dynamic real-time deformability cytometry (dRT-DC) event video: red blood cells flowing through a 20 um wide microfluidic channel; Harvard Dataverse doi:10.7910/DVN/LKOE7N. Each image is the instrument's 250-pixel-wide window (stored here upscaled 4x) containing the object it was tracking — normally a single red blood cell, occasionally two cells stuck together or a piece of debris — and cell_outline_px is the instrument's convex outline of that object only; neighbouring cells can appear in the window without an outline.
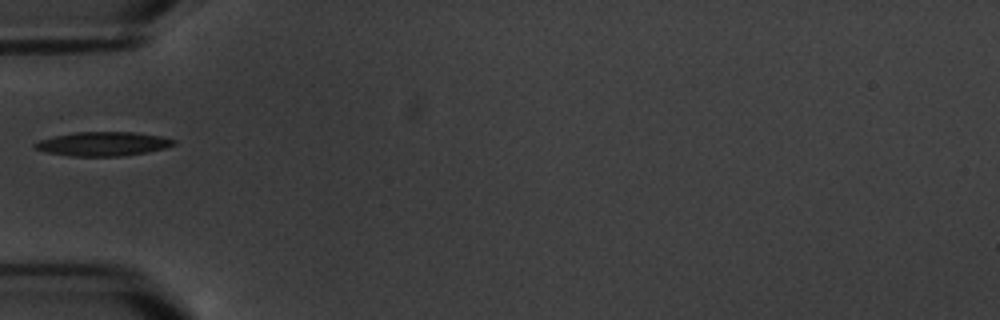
{"species": "common noctule bat (a hibernating species)", "species_latin": "Nyctalus noctula", "temperature_condition": "warm", "stored_images_in_passage": 12, "camera_frame_rate_fps": 3000, "um_per_image_px": 0.085, "animal": {"sex": "male", "body_mass_g": 20.1, "forearm_length_mm": 53.5}, "frame": {"image": 1, "passage_image": 1, "time_ms": 0.0, "image_size_px": [1000, 320], "cell_outline_px": [[176, 144], [164, 148], [148, 152], [120, 156], [72, 156], [44, 152], [36, 148], [32, 144], [40, 140], [56, 136], [76, 132], [136, 132], [160, 136], [176, 140]], "centroid_in_image_um": [8.77, 12.23], "position_along_channel_um": 76.2, "area_um2": 19.36}}
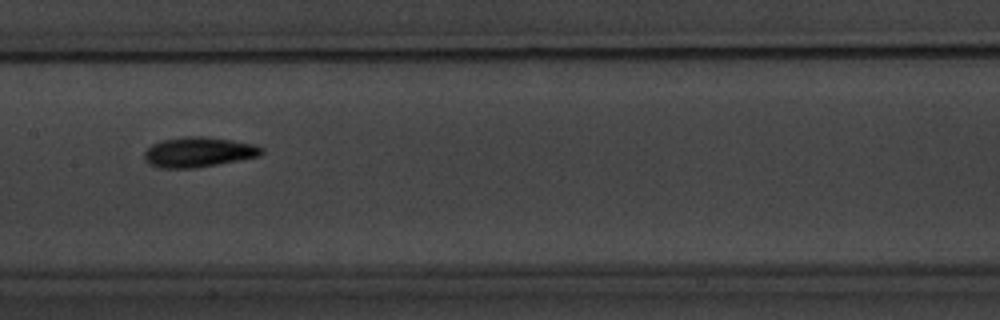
{"frame": {"image": 2, "passage_image": 4, "time_ms": 3.333, "image_size_px": [1000, 320], "cell_outline_px": [[264, 152], [260, 156], [216, 164], [192, 168], [156, 168], [148, 164], [144, 160], [144, 152], [152, 144], [164, 140], [188, 136], [208, 136], [256, 144], [264, 148]], "centroid_in_image_um": [16.88, 12.92], "position_along_channel_um": 190.5, "area_um2": 20.63}}
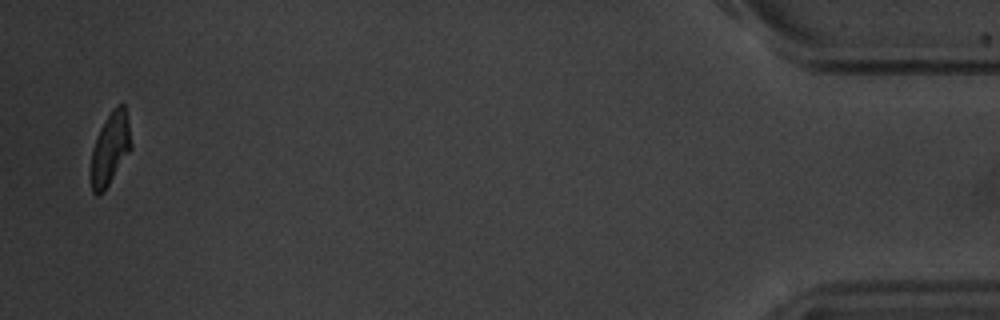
{"frame": {"image": 3, "passage_image": 12, "time_ms": 12.667, "image_size_px": [1000, 320], "cell_outline_px": [[132, 148], [104, 192], [96, 196], [92, 192], [92, 152], [100, 128], [104, 120], [112, 108], [116, 104], [124, 104], [128, 120], [132, 144]], "centroid_in_image_um": [9.39, 12.61], "position_along_channel_um": 425.8, "area_um2": 16.82}}